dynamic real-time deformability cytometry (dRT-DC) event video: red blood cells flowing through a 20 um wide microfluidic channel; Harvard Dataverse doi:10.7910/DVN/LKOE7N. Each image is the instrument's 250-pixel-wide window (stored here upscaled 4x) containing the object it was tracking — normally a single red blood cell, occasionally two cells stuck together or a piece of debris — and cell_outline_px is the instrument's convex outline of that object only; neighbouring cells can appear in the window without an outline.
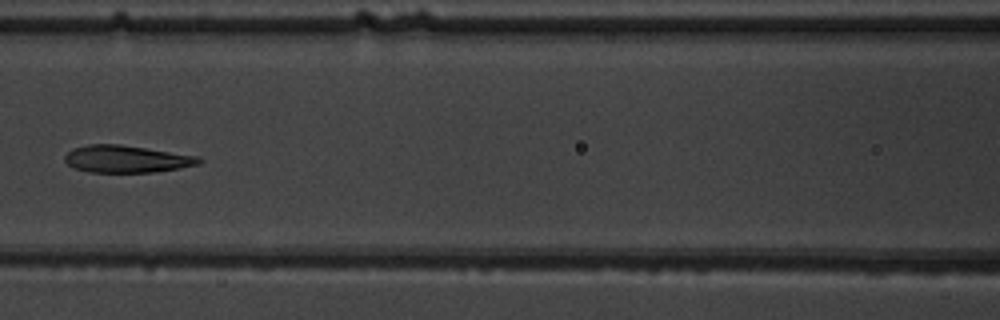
{"species": "common noctule bat (a hibernating species)", "species_latin": "Nyctalus noctula", "temperature_condition": "warm", "stored_images_in_passage": 4, "camera_frame_rate_fps": 3000, "um_per_image_px": 0.085, "animal": {"sex": "male", "body_mass_g": 19.5, "forearm_length_mm": 54.6}, "frame": {"image": 1, "passage_image": 4, "time_ms": 3.333, "image_size_px": [1000, 320], "cell_outline_px": [[204, 160], [200, 164], [180, 168], [152, 172], [88, 172], [76, 168], [68, 164], [64, 160], [64, 156], [72, 148], [88, 144], [120, 144], [200, 156]], "centroid_in_image_um": [10.78, 13.51], "position_along_channel_um": 155.8, "area_um2": 21.39}}